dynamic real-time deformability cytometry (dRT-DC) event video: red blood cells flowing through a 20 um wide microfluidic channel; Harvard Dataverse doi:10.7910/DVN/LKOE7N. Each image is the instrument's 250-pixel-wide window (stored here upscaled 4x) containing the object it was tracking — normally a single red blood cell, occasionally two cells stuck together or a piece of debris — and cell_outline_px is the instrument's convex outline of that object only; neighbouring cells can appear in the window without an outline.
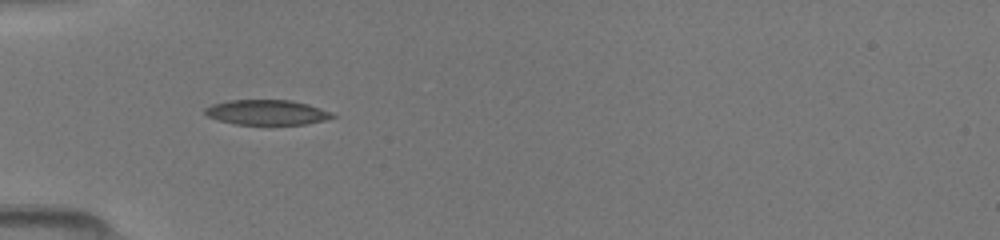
{"species": "common noctule bat (a hibernating species)", "species_latin": "Nyctalus noctula", "temperature_condition": "room temperature", "stored_images_in_passage": 34, "camera_frame_rate_fps": 3000, "um_per_image_px": 0.085, "animal": {"sex": "female", "body_mass_g": 19.5, "forearm_length_mm": 54.1}, "frame": {"image": 1, "passage_image": 1, "time_ms": 0.0, "image_size_px": [1000, 240], "cell_outline_px": [[336, 116], [324, 120], [304, 124], [236, 124], [220, 120], [208, 116], [204, 112], [204, 108], [212, 104], [228, 100], [292, 100], [308, 104], [332, 112]], "centroid_in_image_um": [22.68, 9.54], "position_along_channel_um": 62.3, "area_um2": 18.44}}
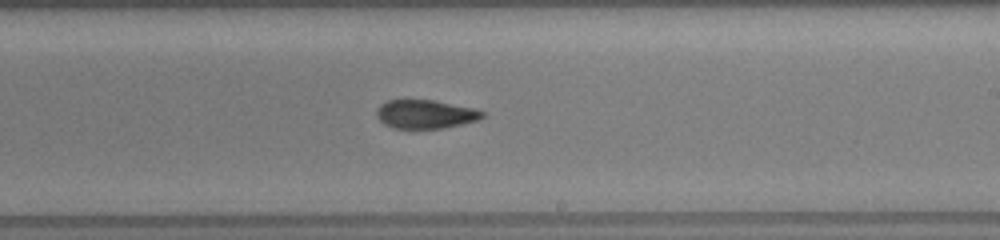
{"frame": {"image": 2, "passage_image": 15, "time_ms": 4.667, "image_size_px": [1000, 240], "cell_outline_px": [[484, 116], [480, 120], [444, 128], [392, 128], [384, 124], [376, 116], [376, 108], [380, 104], [388, 100], [432, 100], [476, 108], [484, 112]], "centroid_in_image_um": [36.17, 9.7], "position_along_channel_um": 252.8, "area_um2": 17.8}}
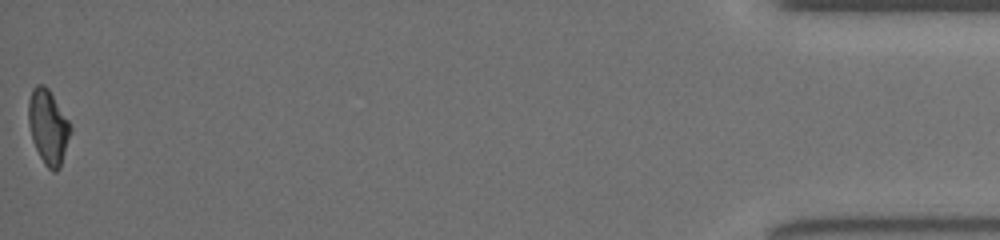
{"frame": {"image": 3, "passage_image": 34, "time_ms": 11.0, "image_size_px": [1000, 240], "cell_outline_px": [[72, 132], [60, 168], [56, 172], [52, 172], [44, 164], [32, 140], [28, 124], [28, 100], [32, 88], [36, 84], [44, 84], [48, 88], [68, 120], [72, 128]], "centroid_in_image_um": [4.09, 10.79], "position_along_channel_um": 431.1, "area_um2": 18.44}}